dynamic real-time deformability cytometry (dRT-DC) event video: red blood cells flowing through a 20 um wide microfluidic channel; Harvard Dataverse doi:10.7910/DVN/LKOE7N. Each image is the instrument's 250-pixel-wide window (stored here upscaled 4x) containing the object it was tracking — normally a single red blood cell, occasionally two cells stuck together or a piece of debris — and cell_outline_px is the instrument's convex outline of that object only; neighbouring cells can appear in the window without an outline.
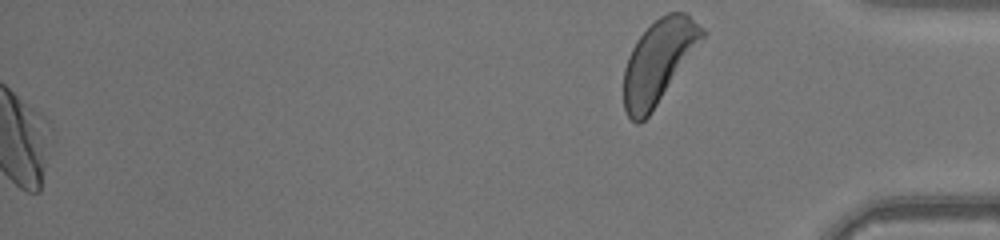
{"species": "human", "species_latin": "Homo sapiens", "temperature_condition": "warm", "stored_images_in_passage": 47, "segment_of_instrument_passage": [2, 2], "camera_frame_rate_fps": 3000, "um_per_image_px": 0.085, "donor": {"sex": "male"}, "frame": {"image": 1, "passage_image": 47, "time_ms": 15.333, "image_size_px": [1000, 240], "cell_outline_px": [[704, 40], [652, 112], [640, 124], [636, 124], [628, 116], [624, 108], [624, 68], [628, 56], [636, 40], [660, 16], [668, 12], [688, 12], [704, 32]], "centroid_in_image_um": [55.98, 5.25], "position_along_channel_um": 379.2, "area_um2": 38.03}}